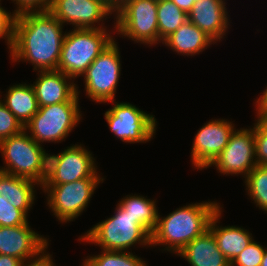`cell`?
<instances>
[{"label": "cell", "mask_w": 267, "mask_h": 266, "mask_svg": "<svg viewBox=\"0 0 267 266\" xmlns=\"http://www.w3.org/2000/svg\"><path fill=\"white\" fill-rule=\"evenodd\" d=\"M63 26L49 11L18 14L10 60L28 62L33 71L57 70L66 34Z\"/></svg>", "instance_id": "cell-1"}, {"label": "cell", "mask_w": 267, "mask_h": 266, "mask_svg": "<svg viewBox=\"0 0 267 266\" xmlns=\"http://www.w3.org/2000/svg\"><path fill=\"white\" fill-rule=\"evenodd\" d=\"M220 208L216 201H204L179 207L165 217L158 214L151 247L162 245L163 251L178 255L188 243L208 230L211 218Z\"/></svg>", "instance_id": "cell-2"}, {"label": "cell", "mask_w": 267, "mask_h": 266, "mask_svg": "<svg viewBox=\"0 0 267 266\" xmlns=\"http://www.w3.org/2000/svg\"><path fill=\"white\" fill-rule=\"evenodd\" d=\"M0 153L4 160L0 171L17 177H24L44 184L47 177L48 153L35 142L24 129L0 141Z\"/></svg>", "instance_id": "cell-3"}, {"label": "cell", "mask_w": 267, "mask_h": 266, "mask_svg": "<svg viewBox=\"0 0 267 266\" xmlns=\"http://www.w3.org/2000/svg\"><path fill=\"white\" fill-rule=\"evenodd\" d=\"M79 240L107 251H128L137 243L151 246V235L119 204L113 216L94 225Z\"/></svg>", "instance_id": "cell-4"}, {"label": "cell", "mask_w": 267, "mask_h": 266, "mask_svg": "<svg viewBox=\"0 0 267 266\" xmlns=\"http://www.w3.org/2000/svg\"><path fill=\"white\" fill-rule=\"evenodd\" d=\"M70 31H66L63 39L57 70L75 80L115 38L107 29L73 28Z\"/></svg>", "instance_id": "cell-5"}, {"label": "cell", "mask_w": 267, "mask_h": 266, "mask_svg": "<svg viewBox=\"0 0 267 266\" xmlns=\"http://www.w3.org/2000/svg\"><path fill=\"white\" fill-rule=\"evenodd\" d=\"M158 0H123L115 7L116 34L135 43L153 46L159 43Z\"/></svg>", "instance_id": "cell-6"}, {"label": "cell", "mask_w": 267, "mask_h": 266, "mask_svg": "<svg viewBox=\"0 0 267 266\" xmlns=\"http://www.w3.org/2000/svg\"><path fill=\"white\" fill-rule=\"evenodd\" d=\"M79 102L67 101L39 107L38 112L24 126V130L41 145L43 142L65 141L82 119Z\"/></svg>", "instance_id": "cell-7"}, {"label": "cell", "mask_w": 267, "mask_h": 266, "mask_svg": "<svg viewBox=\"0 0 267 266\" xmlns=\"http://www.w3.org/2000/svg\"><path fill=\"white\" fill-rule=\"evenodd\" d=\"M103 181L104 178H85L70 183L43 184L41 190L47 193V205L53 215L60 223H66L81 215Z\"/></svg>", "instance_id": "cell-8"}, {"label": "cell", "mask_w": 267, "mask_h": 266, "mask_svg": "<svg viewBox=\"0 0 267 266\" xmlns=\"http://www.w3.org/2000/svg\"><path fill=\"white\" fill-rule=\"evenodd\" d=\"M112 41L82 74L86 95L96 103L115 101L121 75L120 51Z\"/></svg>", "instance_id": "cell-9"}, {"label": "cell", "mask_w": 267, "mask_h": 266, "mask_svg": "<svg viewBox=\"0 0 267 266\" xmlns=\"http://www.w3.org/2000/svg\"><path fill=\"white\" fill-rule=\"evenodd\" d=\"M113 107L104 113L110 131L125 143H146L153 139L157 121L154 115L129 102L111 101Z\"/></svg>", "instance_id": "cell-10"}, {"label": "cell", "mask_w": 267, "mask_h": 266, "mask_svg": "<svg viewBox=\"0 0 267 266\" xmlns=\"http://www.w3.org/2000/svg\"><path fill=\"white\" fill-rule=\"evenodd\" d=\"M92 152L73 144L59 154H48L47 177L44 184L70 183L85 178H103L97 172Z\"/></svg>", "instance_id": "cell-11"}, {"label": "cell", "mask_w": 267, "mask_h": 266, "mask_svg": "<svg viewBox=\"0 0 267 266\" xmlns=\"http://www.w3.org/2000/svg\"><path fill=\"white\" fill-rule=\"evenodd\" d=\"M49 12L62 25L67 23L74 29H107L103 21L115 8L108 0H53Z\"/></svg>", "instance_id": "cell-12"}, {"label": "cell", "mask_w": 267, "mask_h": 266, "mask_svg": "<svg viewBox=\"0 0 267 266\" xmlns=\"http://www.w3.org/2000/svg\"><path fill=\"white\" fill-rule=\"evenodd\" d=\"M254 126L249 129H235L227 146L209 167H216L218 173L242 175L244 178L255 168Z\"/></svg>", "instance_id": "cell-13"}, {"label": "cell", "mask_w": 267, "mask_h": 266, "mask_svg": "<svg viewBox=\"0 0 267 266\" xmlns=\"http://www.w3.org/2000/svg\"><path fill=\"white\" fill-rule=\"evenodd\" d=\"M235 124L227 119H215L200 128L193 141L191 162L198 170L207 169L227 146Z\"/></svg>", "instance_id": "cell-14"}, {"label": "cell", "mask_w": 267, "mask_h": 266, "mask_svg": "<svg viewBox=\"0 0 267 266\" xmlns=\"http://www.w3.org/2000/svg\"><path fill=\"white\" fill-rule=\"evenodd\" d=\"M38 234L29 223L5 227L0 226V254L23 262L37 257L49 246V239Z\"/></svg>", "instance_id": "cell-15"}, {"label": "cell", "mask_w": 267, "mask_h": 266, "mask_svg": "<svg viewBox=\"0 0 267 266\" xmlns=\"http://www.w3.org/2000/svg\"><path fill=\"white\" fill-rule=\"evenodd\" d=\"M36 81L31 84L39 107L67 101H79L77 84L73 78L58 70L38 71Z\"/></svg>", "instance_id": "cell-16"}, {"label": "cell", "mask_w": 267, "mask_h": 266, "mask_svg": "<svg viewBox=\"0 0 267 266\" xmlns=\"http://www.w3.org/2000/svg\"><path fill=\"white\" fill-rule=\"evenodd\" d=\"M188 20L215 43L220 42L225 38L230 25L226 0H201L194 3L188 13Z\"/></svg>", "instance_id": "cell-17"}, {"label": "cell", "mask_w": 267, "mask_h": 266, "mask_svg": "<svg viewBox=\"0 0 267 266\" xmlns=\"http://www.w3.org/2000/svg\"><path fill=\"white\" fill-rule=\"evenodd\" d=\"M222 207L213 215L208 230L213 234L217 246L224 256L232 262L253 240L252 233L239 226H219Z\"/></svg>", "instance_id": "cell-18"}, {"label": "cell", "mask_w": 267, "mask_h": 266, "mask_svg": "<svg viewBox=\"0 0 267 266\" xmlns=\"http://www.w3.org/2000/svg\"><path fill=\"white\" fill-rule=\"evenodd\" d=\"M178 255L191 266H231L209 230L188 243Z\"/></svg>", "instance_id": "cell-19"}, {"label": "cell", "mask_w": 267, "mask_h": 266, "mask_svg": "<svg viewBox=\"0 0 267 266\" xmlns=\"http://www.w3.org/2000/svg\"><path fill=\"white\" fill-rule=\"evenodd\" d=\"M162 44L183 56L199 55L215 42L189 20L168 36Z\"/></svg>", "instance_id": "cell-20"}, {"label": "cell", "mask_w": 267, "mask_h": 266, "mask_svg": "<svg viewBox=\"0 0 267 266\" xmlns=\"http://www.w3.org/2000/svg\"><path fill=\"white\" fill-rule=\"evenodd\" d=\"M36 185L40 186L33 180L0 171V196L8 200L13 207L22 210L27 216L36 200Z\"/></svg>", "instance_id": "cell-21"}, {"label": "cell", "mask_w": 267, "mask_h": 266, "mask_svg": "<svg viewBox=\"0 0 267 266\" xmlns=\"http://www.w3.org/2000/svg\"><path fill=\"white\" fill-rule=\"evenodd\" d=\"M1 101L24 127L38 112L39 106L31 84L9 86Z\"/></svg>", "instance_id": "cell-22"}, {"label": "cell", "mask_w": 267, "mask_h": 266, "mask_svg": "<svg viewBox=\"0 0 267 266\" xmlns=\"http://www.w3.org/2000/svg\"><path fill=\"white\" fill-rule=\"evenodd\" d=\"M119 205L139 223L150 235L157 225L158 209L156 200L132 194L118 201Z\"/></svg>", "instance_id": "cell-23"}, {"label": "cell", "mask_w": 267, "mask_h": 266, "mask_svg": "<svg viewBox=\"0 0 267 266\" xmlns=\"http://www.w3.org/2000/svg\"><path fill=\"white\" fill-rule=\"evenodd\" d=\"M186 21H188V14L171 0H158L157 22L159 43H162Z\"/></svg>", "instance_id": "cell-24"}, {"label": "cell", "mask_w": 267, "mask_h": 266, "mask_svg": "<svg viewBox=\"0 0 267 266\" xmlns=\"http://www.w3.org/2000/svg\"><path fill=\"white\" fill-rule=\"evenodd\" d=\"M81 266H148L139 256L130 251H107L87 256Z\"/></svg>", "instance_id": "cell-25"}, {"label": "cell", "mask_w": 267, "mask_h": 266, "mask_svg": "<svg viewBox=\"0 0 267 266\" xmlns=\"http://www.w3.org/2000/svg\"><path fill=\"white\" fill-rule=\"evenodd\" d=\"M244 179L251 200L267 213V165H256Z\"/></svg>", "instance_id": "cell-26"}, {"label": "cell", "mask_w": 267, "mask_h": 266, "mask_svg": "<svg viewBox=\"0 0 267 266\" xmlns=\"http://www.w3.org/2000/svg\"><path fill=\"white\" fill-rule=\"evenodd\" d=\"M28 223V216L0 196V226L12 227Z\"/></svg>", "instance_id": "cell-27"}, {"label": "cell", "mask_w": 267, "mask_h": 266, "mask_svg": "<svg viewBox=\"0 0 267 266\" xmlns=\"http://www.w3.org/2000/svg\"><path fill=\"white\" fill-rule=\"evenodd\" d=\"M265 251V246L254 241L231 262V266H260Z\"/></svg>", "instance_id": "cell-28"}, {"label": "cell", "mask_w": 267, "mask_h": 266, "mask_svg": "<svg viewBox=\"0 0 267 266\" xmlns=\"http://www.w3.org/2000/svg\"><path fill=\"white\" fill-rule=\"evenodd\" d=\"M24 127L0 99V141L20 133Z\"/></svg>", "instance_id": "cell-29"}, {"label": "cell", "mask_w": 267, "mask_h": 266, "mask_svg": "<svg viewBox=\"0 0 267 266\" xmlns=\"http://www.w3.org/2000/svg\"><path fill=\"white\" fill-rule=\"evenodd\" d=\"M16 16L17 14H15L14 11L8 12L3 7H1L0 3V39H5L10 53L14 45Z\"/></svg>", "instance_id": "cell-30"}, {"label": "cell", "mask_w": 267, "mask_h": 266, "mask_svg": "<svg viewBox=\"0 0 267 266\" xmlns=\"http://www.w3.org/2000/svg\"><path fill=\"white\" fill-rule=\"evenodd\" d=\"M254 124V149L257 165H267V128L257 119Z\"/></svg>", "instance_id": "cell-31"}, {"label": "cell", "mask_w": 267, "mask_h": 266, "mask_svg": "<svg viewBox=\"0 0 267 266\" xmlns=\"http://www.w3.org/2000/svg\"><path fill=\"white\" fill-rule=\"evenodd\" d=\"M15 2V14L24 12L49 11L53 0H11Z\"/></svg>", "instance_id": "cell-32"}, {"label": "cell", "mask_w": 267, "mask_h": 266, "mask_svg": "<svg viewBox=\"0 0 267 266\" xmlns=\"http://www.w3.org/2000/svg\"><path fill=\"white\" fill-rule=\"evenodd\" d=\"M44 249L37 257L23 262L21 266H56L53 257Z\"/></svg>", "instance_id": "cell-33"}, {"label": "cell", "mask_w": 267, "mask_h": 266, "mask_svg": "<svg viewBox=\"0 0 267 266\" xmlns=\"http://www.w3.org/2000/svg\"><path fill=\"white\" fill-rule=\"evenodd\" d=\"M23 261L8 255L0 254V266H21Z\"/></svg>", "instance_id": "cell-34"}, {"label": "cell", "mask_w": 267, "mask_h": 266, "mask_svg": "<svg viewBox=\"0 0 267 266\" xmlns=\"http://www.w3.org/2000/svg\"><path fill=\"white\" fill-rule=\"evenodd\" d=\"M256 113H257V120L267 128V107H257Z\"/></svg>", "instance_id": "cell-35"}, {"label": "cell", "mask_w": 267, "mask_h": 266, "mask_svg": "<svg viewBox=\"0 0 267 266\" xmlns=\"http://www.w3.org/2000/svg\"><path fill=\"white\" fill-rule=\"evenodd\" d=\"M254 104L257 107H267V87L264 89L262 95L257 98Z\"/></svg>", "instance_id": "cell-36"}, {"label": "cell", "mask_w": 267, "mask_h": 266, "mask_svg": "<svg viewBox=\"0 0 267 266\" xmlns=\"http://www.w3.org/2000/svg\"><path fill=\"white\" fill-rule=\"evenodd\" d=\"M176 6L188 14V0H171Z\"/></svg>", "instance_id": "cell-37"}, {"label": "cell", "mask_w": 267, "mask_h": 266, "mask_svg": "<svg viewBox=\"0 0 267 266\" xmlns=\"http://www.w3.org/2000/svg\"><path fill=\"white\" fill-rule=\"evenodd\" d=\"M260 266H267V246L265 248L264 254H263V258H262V262Z\"/></svg>", "instance_id": "cell-38"}, {"label": "cell", "mask_w": 267, "mask_h": 266, "mask_svg": "<svg viewBox=\"0 0 267 266\" xmlns=\"http://www.w3.org/2000/svg\"><path fill=\"white\" fill-rule=\"evenodd\" d=\"M201 0H188V13L193 8L194 3L199 2Z\"/></svg>", "instance_id": "cell-39"}, {"label": "cell", "mask_w": 267, "mask_h": 266, "mask_svg": "<svg viewBox=\"0 0 267 266\" xmlns=\"http://www.w3.org/2000/svg\"><path fill=\"white\" fill-rule=\"evenodd\" d=\"M123 0H108V2L115 8L117 7Z\"/></svg>", "instance_id": "cell-40"}]
</instances>
